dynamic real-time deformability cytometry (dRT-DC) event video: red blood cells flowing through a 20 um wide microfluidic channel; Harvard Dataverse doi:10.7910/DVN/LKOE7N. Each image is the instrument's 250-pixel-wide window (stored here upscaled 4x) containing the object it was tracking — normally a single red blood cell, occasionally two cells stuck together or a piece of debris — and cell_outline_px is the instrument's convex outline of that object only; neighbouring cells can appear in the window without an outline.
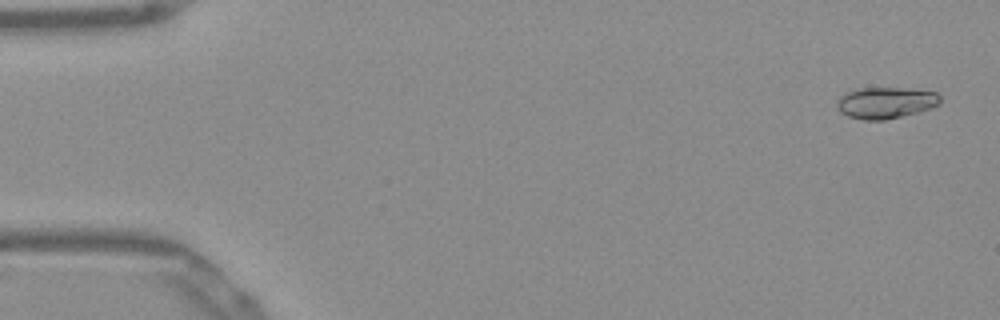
{"species": "Egyptian fruit bat (a non-hibernating species)", "species_latin": "Rousettus aegyptiacus", "temperature_condition": "warm", "stored_images_in_passage": 52, "camera_frame_rate_fps": 3000, "um_per_image_px": 0.085, "frame": {"image": 1, "passage_image": 2, "time_ms": 0.333, "image_size_px": [1000, 320], "cell_outline_px": [[940, 104], [932, 108], [884, 120], [864, 120], [848, 116], [840, 112], [836, 108], [836, 100], [844, 92], [856, 88], [904, 88], [936, 92], [940, 96]], "centroid_in_image_um": [75.23, 8.72], "position_along_channel_um": 9.8, "area_um2": 19.02}}
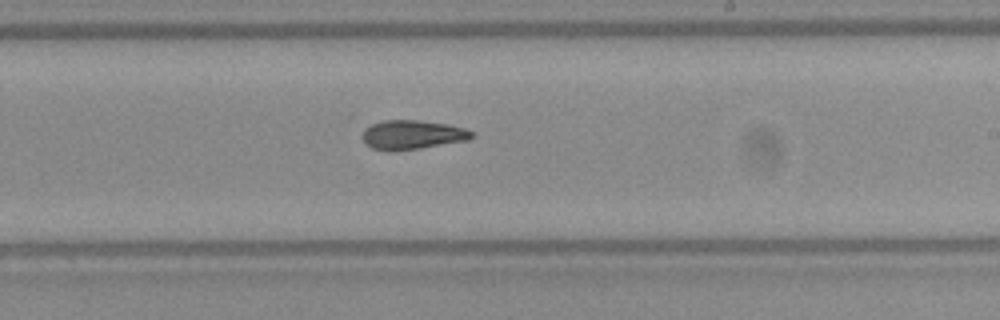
{"frame": {"image": 2, "passage_image": 31, "time_ms": 10.0, "image_size_px": [1000, 320], "cell_outline_px": [[472, 136], [468, 140], [396, 152], [392, 152], [372, 148], [364, 144], [360, 136], [364, 128], [372, 124], [384, 120], [420, 120], [448, 124], [464, 128], [472, 132]], "centroid_in_image_um": [34.96, 11.46], "position_along_channel_um": 254.0, "area_um2": 18.84}}
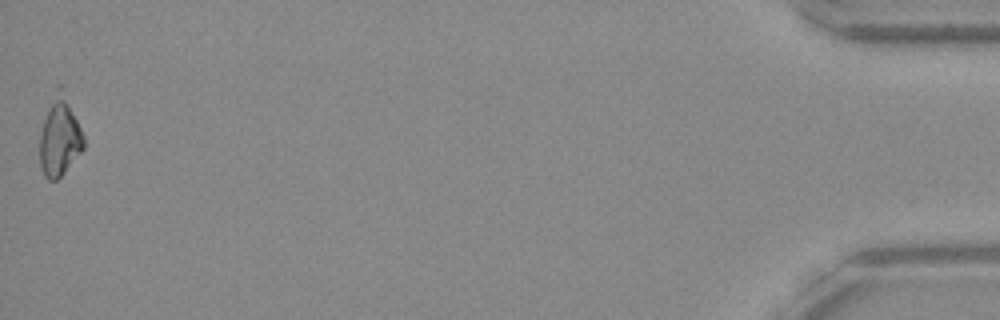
{"frame": {"image": 3, "passage_image": 52, "time_ms": 17.0, "image_size_px": [1000, 320], "cell_outline_px": [[84, 148], [64, 172], [56, 180], [48, 180], [44, 176], [40, 168], [40, 136], [44, 120], [56, 84], [60, 84], [84, 136]], "centroid_in_image_um": [5.05, 11.64], "position_along_channel_um": 430.1, "area_um2": 19.77}, "authors_computed_cell_mechanics": {"area_um2": 18.9006, "velocity_mm_per_s": 3.903, "shape_relaxation_time_tau1_ms": 8.9755, "shape_relaxation_time_tau2_ms": 4.6975, "deformation_change_tau1": 0.235, "deformation_change_tau2": 0.1362}}